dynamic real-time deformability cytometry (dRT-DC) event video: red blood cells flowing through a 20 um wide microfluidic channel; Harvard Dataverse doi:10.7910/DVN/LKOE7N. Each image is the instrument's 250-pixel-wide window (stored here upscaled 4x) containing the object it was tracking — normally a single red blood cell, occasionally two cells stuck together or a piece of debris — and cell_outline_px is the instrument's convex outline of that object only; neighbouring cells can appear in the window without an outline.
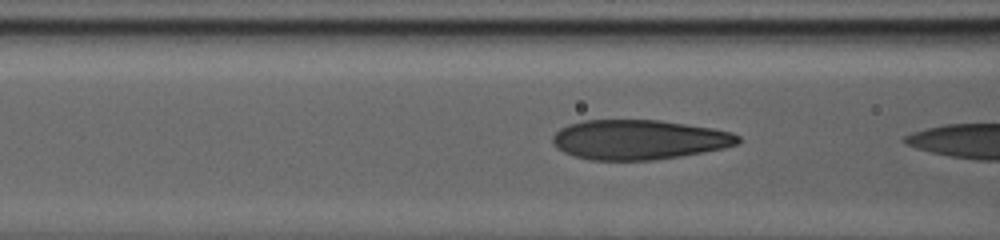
{"species": "human", "species_latin": "Homo sapiens", "temperature_condition": "warm", "stored_images_in_passage": 29, "camera_frame_rate_fps": 3000, "um_per_image_px": 0.085, "donor": {"sex": "male"}, "frame": {"image": 1, "passage_image": 28, "time_ms": 9.0, "image_size_px": [1000, 240], "cell_outline_px": [[740, 144], [724, 148], [704, 152], [656, 160], [592, 160], [576, 156], [564, 152], [556, 148], [552, 140], [552, 136], [560, 128], [568, 124], [584, 120], [660, 120], [712, 128], [732, 132], [740, 136]], "centroid_in_image_um": [54.32, 11.87], "position_along_channel_um": 112.3, "area_um2": 43.06}}